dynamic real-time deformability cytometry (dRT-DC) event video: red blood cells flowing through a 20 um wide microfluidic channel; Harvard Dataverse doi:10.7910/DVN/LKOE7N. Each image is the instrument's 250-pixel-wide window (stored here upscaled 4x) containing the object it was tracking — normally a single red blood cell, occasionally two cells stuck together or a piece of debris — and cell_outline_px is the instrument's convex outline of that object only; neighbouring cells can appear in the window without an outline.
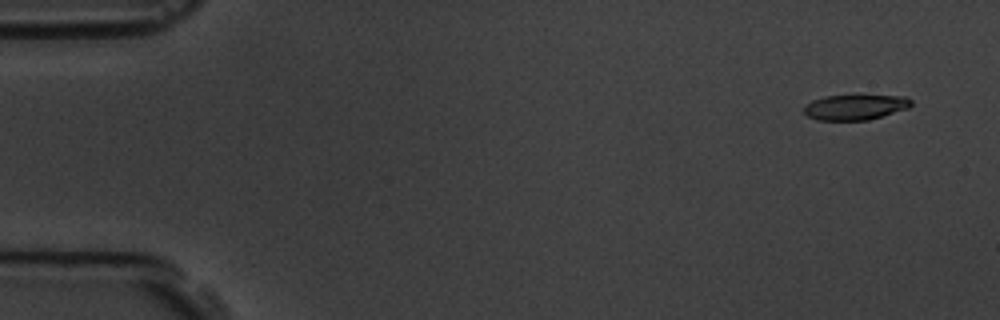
{"species": "common noctule bat (a hibernating species)", "species_latin": "Nyctalus noctula", "temperature_condition": "room temperature", "stored_images_in_passage": 4, "camera_frame_rate_fps": 3000, "um_per_image_px": 0.085, "animal": {"sex": "male", "body_mass_g": 19.5, "forearm_length_mm": 54.6}, "frame": {"image": 1, "passage_image": 1, "time_ms": 0.0, "image_size_px": [1000, 320], "cell_outline_px": [[912, 104], [908, 108], [868, 120], [816, 120], [808, 116], [804, 112], [804, 104], [812, 100], [824, 96], [904, 96], [912, 100]], "centroid_in_image_um": [72.65, 9.11], "position_along_channel_um": 12.3, "area_um2": 15.66}}